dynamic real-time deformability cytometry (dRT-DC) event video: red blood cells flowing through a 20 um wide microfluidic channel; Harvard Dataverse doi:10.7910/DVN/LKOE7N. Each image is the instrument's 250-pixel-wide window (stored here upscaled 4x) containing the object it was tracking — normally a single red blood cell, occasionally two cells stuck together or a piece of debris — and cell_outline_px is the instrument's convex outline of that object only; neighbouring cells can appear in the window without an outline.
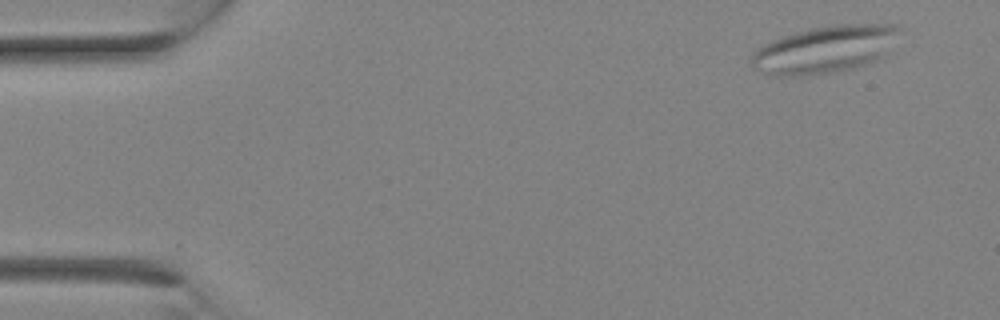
{"species": "Egyptian fruit bat (a non-hibernating species)", "species_latin": "Rousettus aegyptiacus", "temperature_condition": "room temperature", "stored_images_in_passage": 9, "camera_frame_rate_fps": 3000, "um_per_image_px": 0.085, "animal": {"sex": "female"}, "frame": {"image": 1, "passage_image": 1, "time_ms": 0.0, "image_size_px": [1000, 320], "cell_outline_px": [[904, 28], [888, 52], [880, 60], [856, 68], [832, 72], [800, 76], [776, 76], [752, 68], [752, 52], [756, 48], [772, 40], [796, 32], [812, 28], [836, 24], [900, 24]], "centroid_in_image_um": [70.19, 4.19], "position_along_channel_um": 14.8, "area_um2": 41.27}}
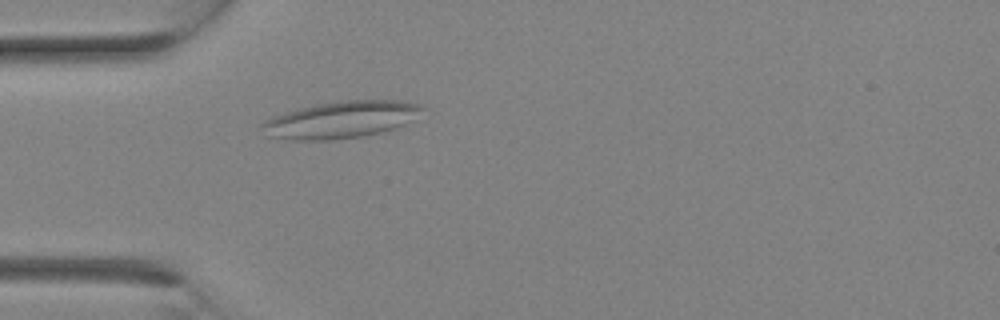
{"frame": {"image": 2, "passage_image": 7, "time_ms": 2.0, "image_size_px": [1000, 320], "cell_outline_px": [[424, 108], [404, 124], [396, 128], [364, 136], [332, 140], [288, 140], [268, 136], [260, 124], [264, 120], [272, 116], [300, 108], [316, 104], [340, 100], [396, 100], [420, 104]], "centroid_in_image_um": [28.93, 10.18], "position_along_channel_um": 56.1, "area_um2": 34.28}}